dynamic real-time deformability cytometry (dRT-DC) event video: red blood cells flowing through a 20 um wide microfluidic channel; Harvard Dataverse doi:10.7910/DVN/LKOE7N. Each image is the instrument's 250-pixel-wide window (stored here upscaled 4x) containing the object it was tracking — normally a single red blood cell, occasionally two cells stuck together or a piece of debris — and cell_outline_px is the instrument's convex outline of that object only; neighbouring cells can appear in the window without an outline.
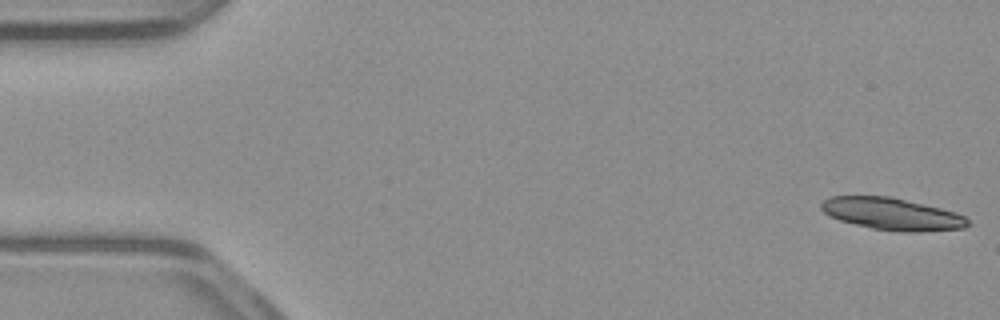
{"species": "common noctule bat (a hibernating species)", "species_latin": "Nyctalus noctula", "temperature_condition": "warm", "stored_images_in_passage": 53, "camera_frame_rate_fps": 3000, "um_per_image_px": 0.085, "animal": {"sex": "male", "body_mass_g": 23.1, "forearm_length_mm": 52.7}, "frame": {"image": 1, "passage_image": 1, "time_ms": 0.0, "image_size_px": [1000, 320], "cell_outline_px": [[968, 224], [964, 228], [920, 232], [904, 232], [872, 228], [840, 220], [824, 212], [820, 208], [820, 204], [824, 200], [832, 196], [892, 196], [956, 212], [964, 216], [968, 220]], "centroid_in_image_um": [75.83, 18.18], "position_along_channel_um": 9.2, "area_um2": 27.22}}
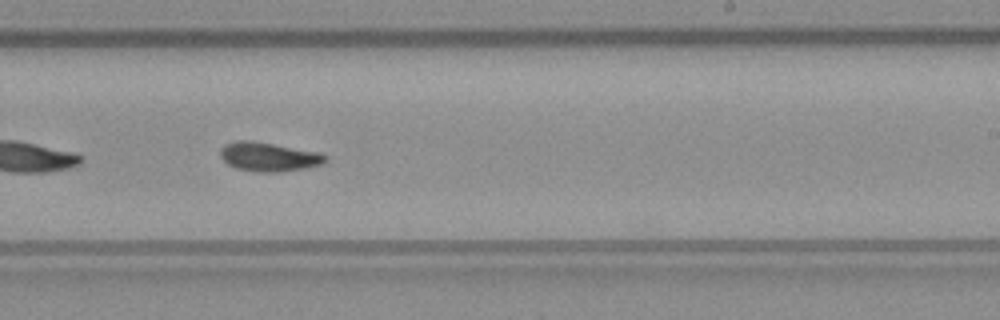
{"frame": {"image": 2, "passage_image": 32, "time_ms": 10.333, "image_size_px": [1000, 320], "cell_outline_px": [[328, 160], [324, 164], [304, 168], [280, 172], [256, 172], [236, 168], [228, 164], [220, 156], [220, 148], [224, 144], [236, 140], [252, 140], [320, 152], [328, 156]], "centroid_in_image_um": [22.86, 13.32], "position_along_channel_um": 266.1, "area_um2": 18.03}}
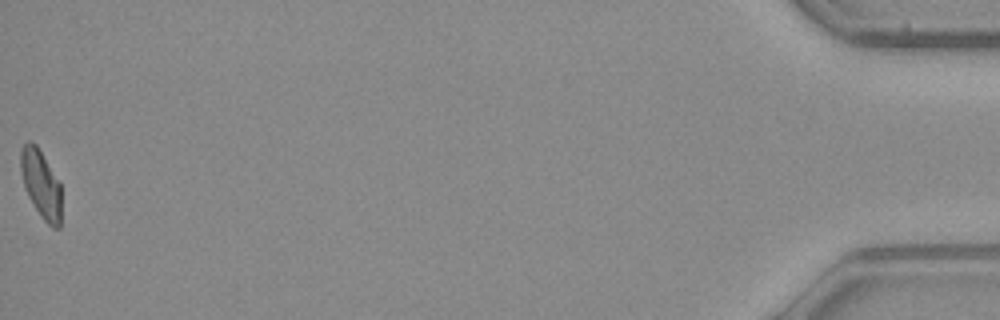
{"frame": {"image": 3, "passage_image": 53, "time_ms": 17.333, "image_size_px": [1000, 320], "cell_outline_px": [[60, 228], [52, 228], [40, 216], [28, 196], [24, 188], [20, 172], [20, 148], [28, 140], [32, 140], [36, 144], [60, 180]], "centroid_in_image_um": [3.46, 15.6], "position_along_channel_um": 431.7, "area_um2": 16.47}, "authors_computed_cell_mechanics": {"area_um2": 17.2822, "velocity_mm_per_s": 3.9185, "shape_relaxation_time_tau1_ms": 7.2661, "shape_relaxation_time_tau2_ms": 6.0742, "deformation_change_tau1": 0.1891, "deformation_change_tau2": 0.1141}}